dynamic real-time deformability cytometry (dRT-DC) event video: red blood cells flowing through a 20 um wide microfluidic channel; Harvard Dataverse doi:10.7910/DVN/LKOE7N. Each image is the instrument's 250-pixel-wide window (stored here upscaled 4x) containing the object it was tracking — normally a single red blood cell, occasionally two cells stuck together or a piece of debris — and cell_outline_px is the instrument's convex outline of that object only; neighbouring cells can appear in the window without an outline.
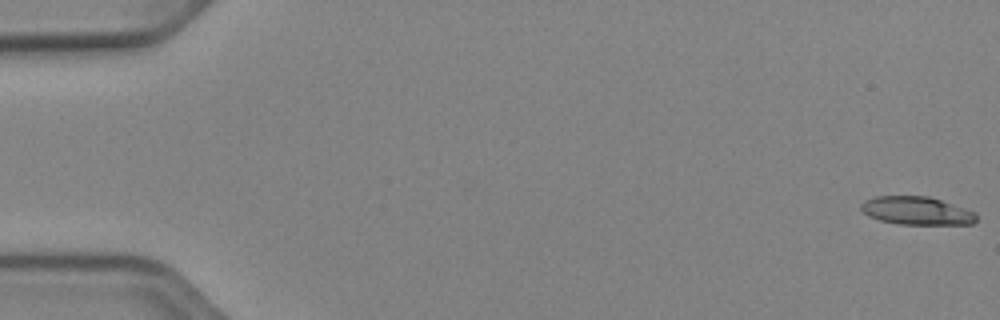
{"species": "Egyptian fruit bat (a non-hibernating species)", "species_latin": "Rousettus aegyptiacus", "temperature_condition": "cold", "stored_images_in_passage": 53, "camera_frame_rate_fps": 3000, "um_per_image_px": 0.085, "animal": {"sex": "female"}, "frame": {"image": 1, "passage_image": 1, "time_ms": 0.0, "image_size_px": [1000, 320], "cell_outline_px": [[976, 220], [972, 224], [900, 224], [880, 220], [868, 216], [860, 208], [860, 204], [864, 200], [876, 196], [928, 196], [976, 212]], "centroid_in_image_um": [77.89, 17.91], "position_along_channel_um": 7.1, "area_um2": 18.79}}
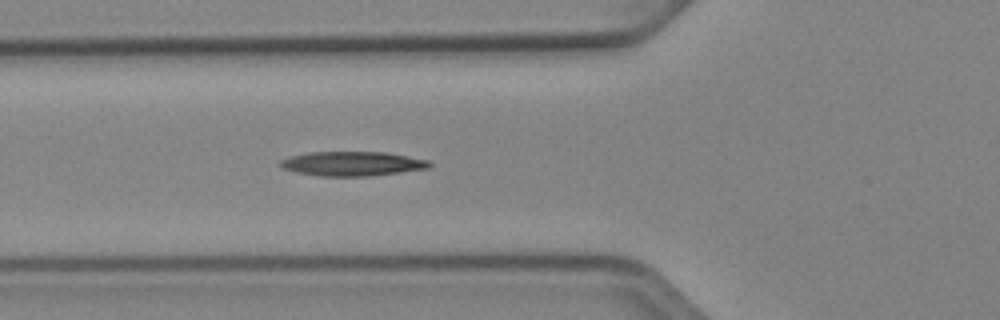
{"frame": {"image": 2, "passage_image": 20, "time_ms": 6.333, "image_size_px": [1000, 320], "cell_outline_px": [[432, 164], [428, 168], [400, 172], [368, 176], [320, 176], [296, 172], [280, 168], [280, 160], [288, 156], [308, 152], [388, 152], [428, 160]], "centroid_in_image_um": [29.9, 13.91], "position_along_channel_um": 95.9, "area_um2": 21.27}}
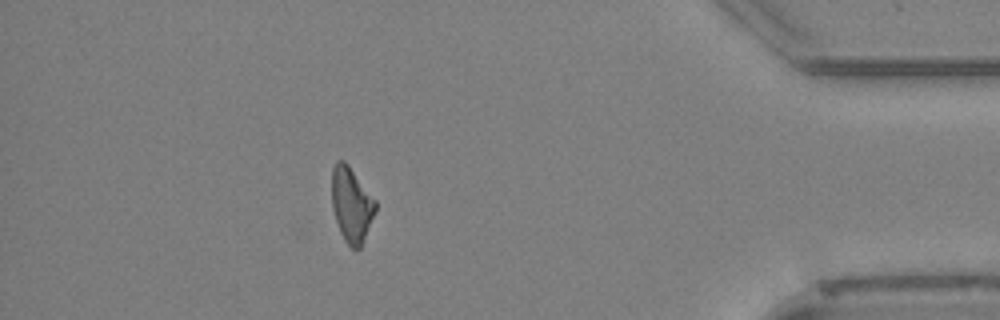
{"frame": {"image": 3, "passage_image": 47, "time_ms": 15.333, "image_size_px": [1000, 320], "cell_outline_px": [[376, 212], [360, 248], [356, 252], [344, 240], [340, 232], [332, 208], [332, 168], [336, 160], [344, 160], [348, 164], [376, 200]], "centroid_in_image_um": [29.88, 17.39], "position_along_channel_um": 405.3, "area_um2": 19.19}}